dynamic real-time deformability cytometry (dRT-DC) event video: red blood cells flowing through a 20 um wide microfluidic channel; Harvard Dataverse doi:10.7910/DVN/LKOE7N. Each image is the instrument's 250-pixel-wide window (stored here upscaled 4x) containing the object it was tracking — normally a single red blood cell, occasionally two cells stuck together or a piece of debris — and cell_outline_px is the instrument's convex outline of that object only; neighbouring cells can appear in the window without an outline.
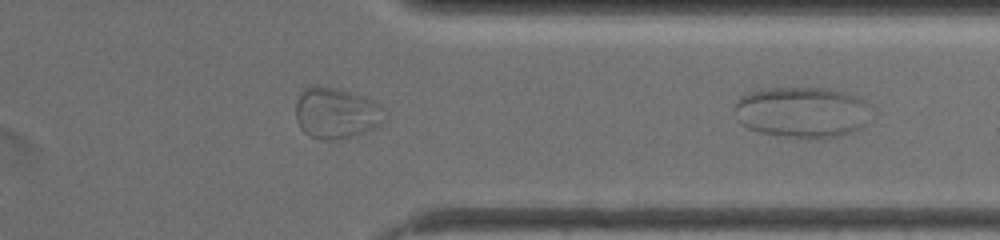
{"species": "common noctule bat (a hibernating species)", "species_latin": "Nyctalus noctula", "temperature_condition": "warm", "stored_images_in_passage": 38, "segment_of_instrument_passage": [2, 2], "camera_frame_rate_fps": 3000, "um_per_image_px": 0.085, "animal": {"sex": "female", "body_mass_g": 19.5, "forearm_length_mm": 54.1}, "frame": {"image": 1, "passage_image": 38, "time_ms": 17.0, "image_size_px": [1000, 240], "cell_outline_px": [[864, 128], [840, 136], [812, 140], [808, 140], [776, 136], [760, 132], [748, 128], [740, 124], [736, 120], [736, 100], [740, 96], [748, 92], [768, 88], [824, 88], [840, 92], [852, 96], [860, 100], [864, 104]], "centroid_in_image_um": [68.04, 9.58], "position_along_channel_um": 343.4, "area_um2": 40.29}}